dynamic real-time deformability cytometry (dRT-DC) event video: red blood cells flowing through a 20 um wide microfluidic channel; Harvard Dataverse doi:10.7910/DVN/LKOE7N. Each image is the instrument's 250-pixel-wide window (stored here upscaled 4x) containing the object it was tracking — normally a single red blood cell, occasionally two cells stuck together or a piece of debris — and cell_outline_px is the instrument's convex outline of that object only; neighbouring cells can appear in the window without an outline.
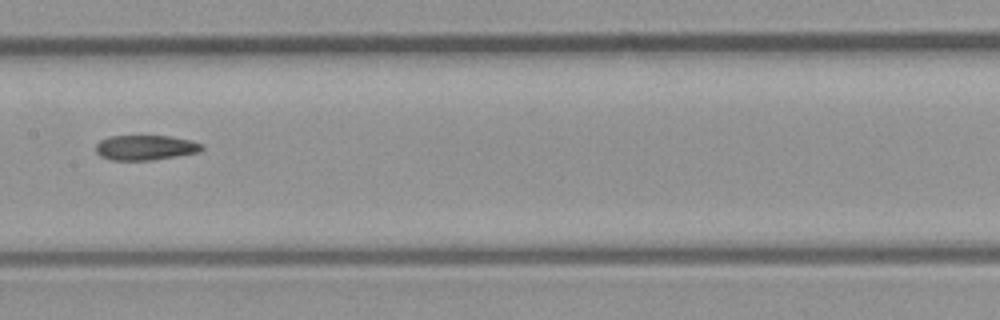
{"species": "common noctule bat (a hibernating species)", "species_latin": "Nyctalus noctula", "temperature_condition": "room temperature", "stored_images_in_passage": 9, "camera_frame_rate_fps": 3000, "um_per_image_px": 0.085, "animal": {"sex": "male", "body_mass_g": 23.1, "forearm_length_mm": 52.7}, "frame": {"image": 1, "passage_image": 8, "time_ms": 8.333, "image_size_px": [1000, 320], "cell_outline_px": [[204, 148], [200, 152], [152, 160], [112, 160], [100, 156], [96, 152], [96, 144], [100, 140], [108, 136], [168, 136], [188, 140], [204, 144]], "centroid_in_image_um": [12.35, 12.55], "position_along_channel_um": 195.0, "area_um2": 15.43}}
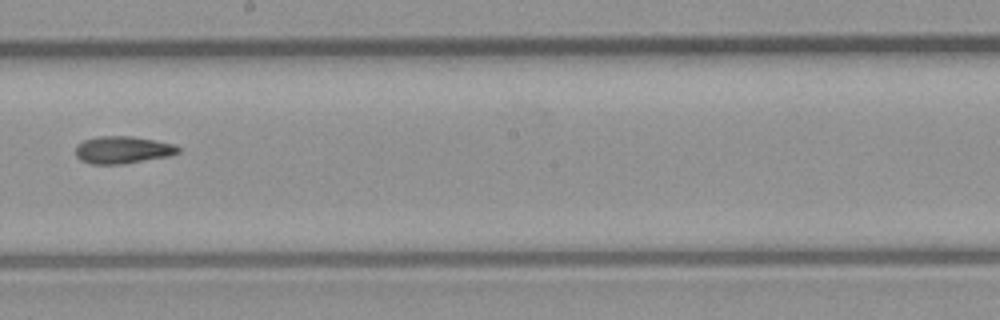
{"frame": {"image": 2, "passage_image": 9, "time_ms": 9.333, "image_size_px": [1000, 320], "cell_outline_px": [[180, 152], [168, 156], [120, 164], [92, 164], [80, 160], [76, 156], [76, 144], [84, 140], [96, 136], [132, 136], [156, 140], [176, 144], [180, 148]], "centroid_in_image_um": [10.42, 12.72], "position_along_channel_um": 237.8, "area_um2": 16.42}}